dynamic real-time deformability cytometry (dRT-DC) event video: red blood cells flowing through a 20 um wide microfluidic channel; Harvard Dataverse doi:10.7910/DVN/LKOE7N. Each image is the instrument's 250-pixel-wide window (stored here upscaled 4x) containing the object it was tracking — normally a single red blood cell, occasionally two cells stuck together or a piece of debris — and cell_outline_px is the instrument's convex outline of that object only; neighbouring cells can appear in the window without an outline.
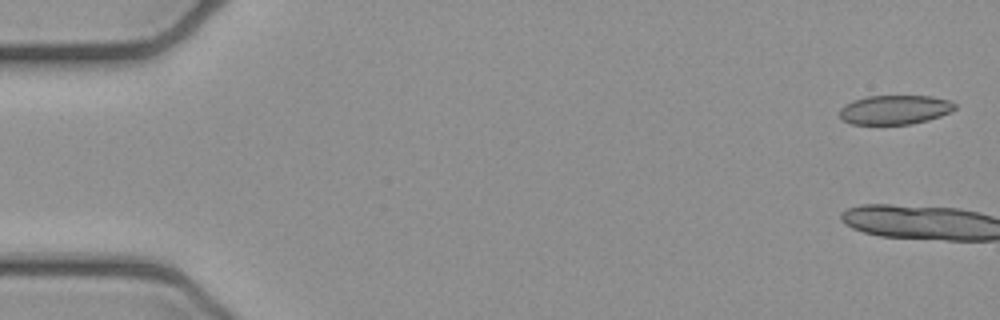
{"species": "common noctule bat (a hibernating species)", "species_latin": "Nyctalus noctula", "temperature_condition": "cold", "stored_images_in_passage": 8, "camera_frame_rate_fps": 3000, "um_per_image_px": 0.085, "animal": {"sex": "female", "body_mass_g": 21.9}, "frame": {"image": 1, "passage_image": 1, "time_ms": 0.0, "image_size_px": [1000, 320], "cell_outline_px": [[956, 108], [940, 116], [928, 120], [912, 124], [852, 124], [844, 120], [840, 116], [840, 108], [844, 104], [852, 100], [868, 96], [932, 96], [948, 100], [956, 104]], "centroid_in_image_um": [76.04, 9.32], "position_along_channel_um": 9.0, "area_um2": 19.59}}
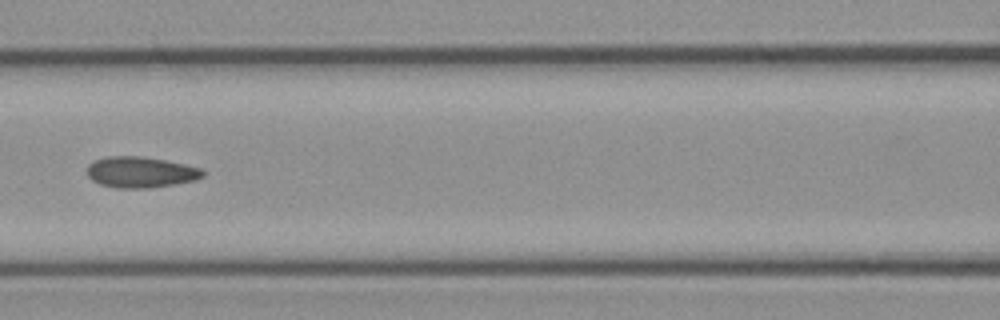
{"frame": {"image": 2, "passage_image": 7, "time_ms": 2.0, "image_size_px": [1000, 320], "cell_outline_px": [[204, 176], [196, 180], [176, 184], [148, 188], [116, 188], [100, 184], [92, 180], [88, 176], [88, 164], [92, 160], [104, 156], [144, 156], [184, 164], [200, 168], [204, 172]], "centroid_in_image_um": [11.93, 14.63], "position_along_channel_um": 154.7, "area_um2": 21.04}}
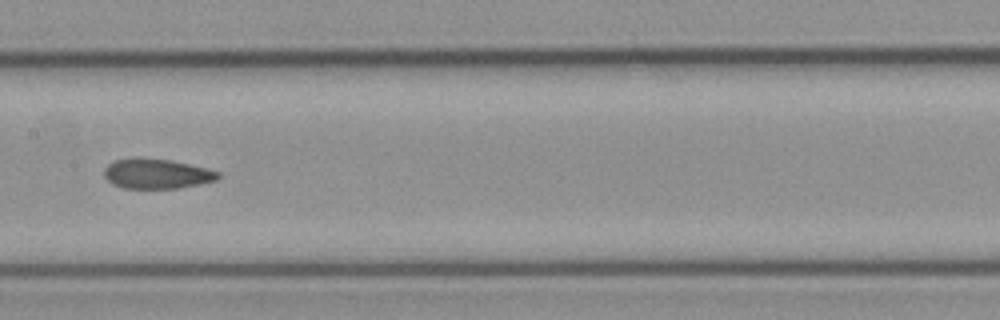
{"frame": {"image": 3, "passage_image": 8, "time_ms": 2.333, "image_size_px": [1000, 320], "cell_outline_px": [[220, 176], [216, 180], [200, 184], [176, 188], [124, 188], [112, 184], [104, 176], [104, 168], [112, 160], [132, 156], [140, 156], [172, 160], [220, 172]], "centroid_in_image_um": [13.25, 14.74], "position_along_channel_um": 194.1, "area_um2": 20.17}}